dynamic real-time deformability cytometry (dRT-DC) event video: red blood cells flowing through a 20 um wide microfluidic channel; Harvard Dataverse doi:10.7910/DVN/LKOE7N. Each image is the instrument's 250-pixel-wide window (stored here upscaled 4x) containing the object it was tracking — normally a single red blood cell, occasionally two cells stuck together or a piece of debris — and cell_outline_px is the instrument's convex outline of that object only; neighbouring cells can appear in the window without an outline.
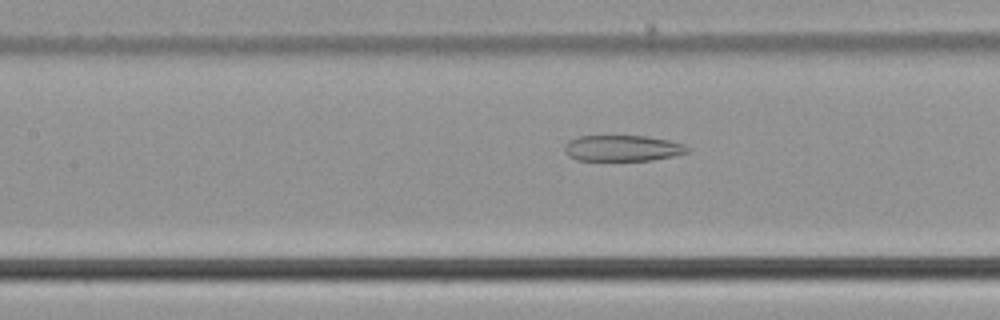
{"species": "common noctule bat (a hibernating species)", "species_latin": "Nyctalus noctula", "temperature_condition": "cold", "stored_images_in_passage": 40, "camera_frame_rate_fps": 3000, "um_per_image_px": 0.085, "animal": {"sex": "male", "body_mass_g": 21.5, "forearm_length_mm": 52.0}, "frame": {"image": 1, "passage_image": 10, "time_ms": 3.0, "image_size_px": [1000, 320], "cell_outline_px": [[692, 148], [688, 152], [672, 156], [652, 160], [576, 160], [568, 156], [564, 152], [564, 144], [568, 140], [580, 136], [648, 136], [668, 140], [684, 144]], "centroid_in_image_um": [52.9, 12.59], "position_along_channel_um": 154.5, "area_um2": 18.73}}
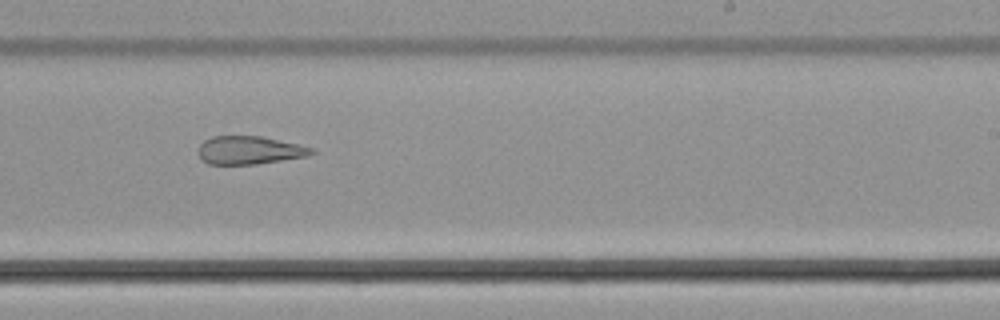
{"frame": {"image": 2, "passage_image": 19, "time_ms": 6.0, "image_size_px": [1000, 320], "cell_outline_px": [[316, 152], [308, 156], [256, 164], [208, 164], [200, 156], [200, 144], [204, 140], [212, 136], [260, 136], [296, 144], [312, 148]], "centroid_in_image_um": [21.21, 12.77], "position_along_channel_um": 267.8, "area_um2": 18.26}}
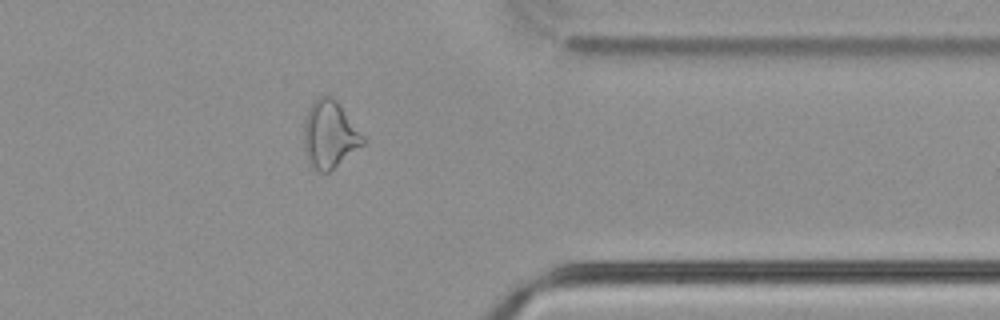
{"frame": {"image": 3, "passage_image": 29, "time_ms": 9.333, "image_size_px": [1000, 320], "cell_outline_px": [[368, 140], [364, 144], [328, 172], [320, 172], [308, 164], [304, 148], [304, 124], [308, 108], [320, 96], [328, 92], [340, 104]], "centroid_in_image_um": [28.03, 11.41], "position_along_channel_um": 383.4, "area_um2": 23.41}, "authors_computed_cell_mechanics": {"area_um2": 21.5594, "velocity_mm_per_s": 3.806, "shape_relaxation_time_tau1_ms": null, "shape_relaxation_time_tau2_ms": 5.7773, "deformation_change_tau1": null, "deformation_change_tau2": 0.1584}}